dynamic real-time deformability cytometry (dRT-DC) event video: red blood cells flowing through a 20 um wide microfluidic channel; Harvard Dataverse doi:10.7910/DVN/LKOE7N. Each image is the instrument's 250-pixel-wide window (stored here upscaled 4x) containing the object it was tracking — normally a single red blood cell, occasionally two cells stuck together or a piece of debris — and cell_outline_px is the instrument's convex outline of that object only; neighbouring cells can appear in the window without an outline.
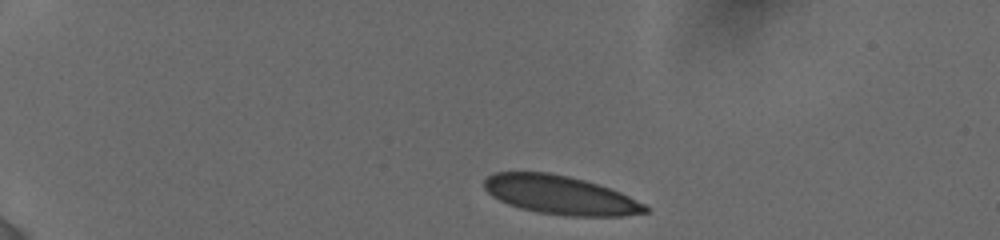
{"species": "human", "species_latin": "Homo sapiens", "temperature_condition": "cold", "stored_images_in_passage": 7, "camera_frame_rate_fps": 3000, "um_per_image_px": 0.085, "donor": {"sex": "female"}, "frame": {"image": 1, "passage_image": 1, "time_ms": 0.0, "image_size_px": [1000, 240], "cell_outline_px": [[648, 212], [624, 216], [568, 216], [540, 212], [520, 208], [508, 204], [492, 196], [484, 188], [484, 180], [488, 176], [496, 172], [548, 172], [568, 176], [584, 180], [620, 192], [644, 204], [648, 208]], "centroid_in_image_um": [47.61, 16.58], "position_along_channel_um": 37.4, "area_um2": 36.01}}
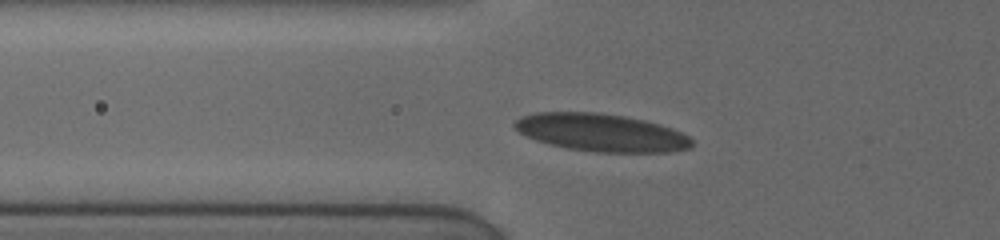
{"frame": {"image": 2, "passage_image": 5, "time_ms": 3.0, "image_size_px": [1000, 240], "cell_outline_px": [[692, 148], [672, 152], [592, 152], [568, 148], [548, 144], [524, 136], [512, 124], [520, 116], [536, 112], [596, 112], [628, 116], [660, 124], [672, 128], [688, 136], [692, 140]], "centroid_in_image_um": [51.1, 11.27], "position_along_channel_um": 74.7, "area_um2": 39.25}}
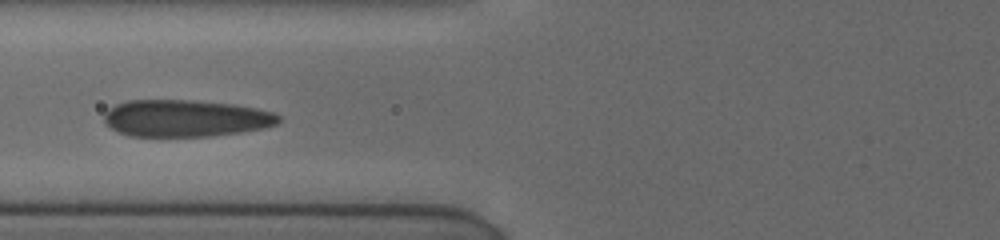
{"frame": {"image": 3, "passage_image": 6, "time_ms": 4.0, "image_size_px": [1000, 240], "cell_outline_px": [[280, 120], [276, 124], [264, 128], [240, 132], [212, 136], [128, 136], [116, 132], [104, 120], [104, 112], [108, 108], [116, 104], [128, 100], [188, 100], [232, 104], [256, 108], [272, 112], [280, 116]], "centroid_in_image_um": [15.74, 10.05], "position_along_channel_um": 110.1, "area_um2": 37.57}}